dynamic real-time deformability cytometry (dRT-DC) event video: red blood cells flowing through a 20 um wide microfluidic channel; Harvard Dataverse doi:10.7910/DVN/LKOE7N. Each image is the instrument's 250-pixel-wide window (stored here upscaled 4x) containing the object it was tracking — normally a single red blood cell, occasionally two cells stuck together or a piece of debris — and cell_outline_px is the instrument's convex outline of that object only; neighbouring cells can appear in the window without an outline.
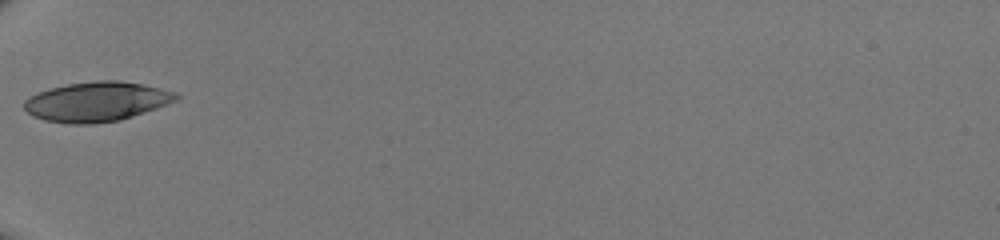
{"species": "human", "species_latin": "Homo sapiens", "temperature_condition": "room temperature", "stored_images_in_passage": 30, "camera_frame_rate_fps": 3000, "um_per_image_px": 0.085, "donor": {"sex": "male"}, "frame": {"image": 1, "passage_image": 1, "time_ms": 0.0, "image_size_px": [1000, 240], "cell_outline_px": [[180, 96], [176, 100], [156, 108], [120, 120], [92, 124], [68, 124], [44, 120], [32, 116], [24, 108], [24, 100], [28, 96], [48, 88], [68, 84], [96, 80], [120, 80], [160, 88], [176, 92]], "centroid_in_image_um": [8.17, 8.64], "position_along_channel_um": 76.8, "area_um2": 35.14}}
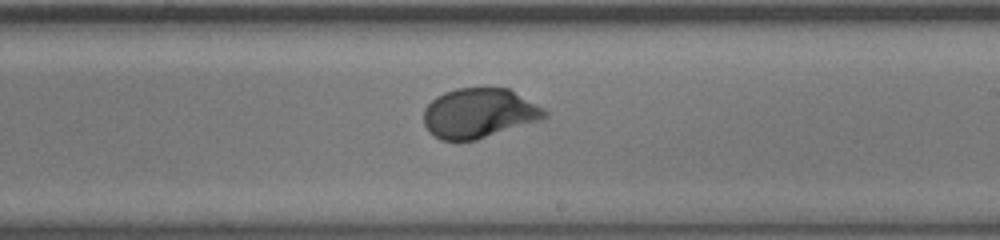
{"frame": {"image": 2, "passage_image": 13, "time_ms": 4.0, "image_size_px": [1000, 240], "cell_outline_px": [[548, 116], [540, 120], [476, 140], [440, 140], [428, 132], [424, 124], [424, 108], [436, 96], [444, 92], [456, 88], [508, 88], [544, 108], [548, 112]], "centroid_in_image_um": [40.7, 9.62], "position_along_channel_um": 248.3, "area_um2": 35.03}}
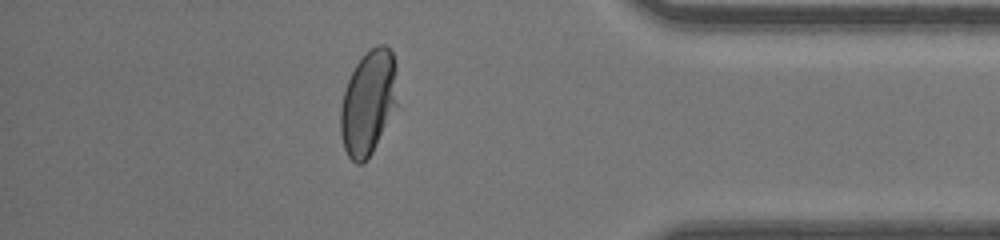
{"frame": {"image": 3, "passage_image": 25, "time_ms": 8.0, "image_size_px": [1000, 240], "cell_outline_px": [[396, 104], [372, 152], [364, 164], [356, 164], [348, 156], [344, 148], [340, 132], [340, 108], [344, 92], [348, 80], [356, 64], [376, 44], [384, 44], [392, 52], [396, 64]], "centroid_in_image_um": [31.28, 8.73], "position_along_channel_um": 403.9, "area_um2": 34.16}}